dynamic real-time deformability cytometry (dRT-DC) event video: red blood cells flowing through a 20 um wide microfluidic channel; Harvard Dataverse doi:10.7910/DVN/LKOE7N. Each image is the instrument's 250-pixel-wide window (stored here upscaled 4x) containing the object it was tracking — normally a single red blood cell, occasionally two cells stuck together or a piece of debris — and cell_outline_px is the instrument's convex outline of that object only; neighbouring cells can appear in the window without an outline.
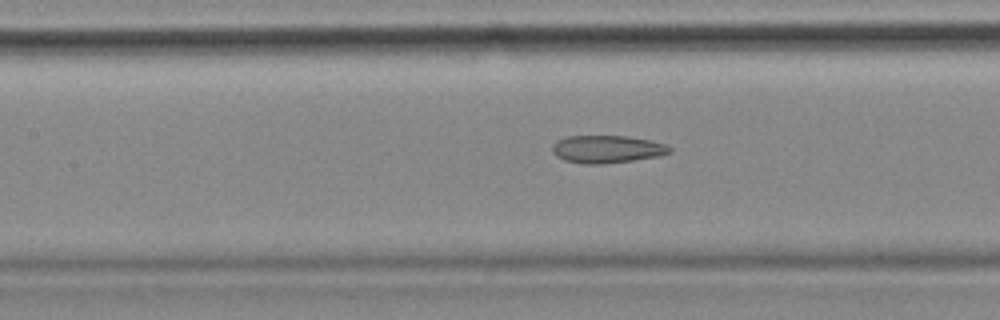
{"species": "common noctule bat (a hibernating species)", "species_latin": "Nyctalus noctula", "temperature_condition": "cold", "stored_images_in_passage": 55, "camera_frame_rate_fps": 3000, "um_per_image_px": 0.085, "animal": {"sex": "female", "body_mass_g": 18.4}, "frame": {"image": 1, "passage_image": 24, "time_ms": 7.667, "image_size_px": [1000, 320], "cell_outline_px": [[672, 152], [656, 156], [632, 160], [600, 164], [584, 164], [564, 160], [556, 156], [552, 152], [552, 144], [556, 140], [568, 136], [624, 136], [648, 140], [664, 144], [672, 148]], "centroid_in_image_um": [51.53, 12.68], "position_along_channel_um": 155.9, "area_um2": 18.73}, "authors_computed_cell_mechanics": {"area_um2": 20.23, "velocity_mm_per_s": 3.5595, "shape_relaxation_time_tau1_ms": null, "shape_relaxation_time_tau2_ms": 3.1087, "deformation_change_tau1": null, "deformation_change_tau2": 0.1258}}